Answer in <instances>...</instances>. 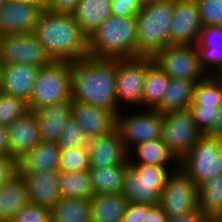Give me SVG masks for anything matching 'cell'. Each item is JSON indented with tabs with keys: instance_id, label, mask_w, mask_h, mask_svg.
<instances>
[{
	"instance_id": "54",
	"label": "cell",
	"mask_w": 222,
	"mask_h": 222,
	"mask_svg": "<svg viewBox=\"0 0 222 222\" xmlns=\"http://www.w3.org/2000/svg\"><path fill=\"white\" fill-rule=\"evenodd\" d=\"M219 113H222V100H221V106L219 107Z\"/></svg>"
},
{
	"instance_id": "4",
	"label": "cell",
	"mask_w": 222,
	"mask_h": 222,
	"mask_svg": "<svg viewBox=\"0 0 222 222\" xmlns=\"http://www.w3.org/2000/svg\"><path fill=\"white\" fill-rule=\"evenodd\" d=\"M88 55L93 58H136L135 18L109 16L88 38Z\"/></svg>"
},
{
	"instance_id": "1",
	"label": "cell",
	"mask_w": 222,
	"mask_h": 222,
	"mask_svg": "<svg viewBox=\"0 0 222 222\" xmlns=\"http://www.w3.org/2000/svg\"><path fill=\"white\" fill-rule=\"evenodd\" d=\"M71 99L89 103L117 116L116 59L93 58L70 62Z\"/></svg>"
},
{
	"instance_id": "3",
	"label": "cell",
	"mask_w": 222,
	"mask_h": 222,
	"mask_svg": "<svg viewBox=\"0 0 222 222\" xmlns=\"http://www.w3.org/2000/svg\"><path fill=\"white\" fill-rule=\"evenodd\" d=\"M174 0H157L142 7L136 20V58H152L171 45L170 24Z\"/></svg>"
},
{
	"instance_id": "22",
	"label": "cell",
	"mask_w": 222,
	"mask_h": 222,
	"mask_svg": "<svg viewBox=\"0 0 222 222\" xmlns=\"http://www.w3.org/2000/svg\"><path fill=\"white\" fill-rule=\"evenodd\" d=\"M39 70L27 64H4L0 91L28 102Z\"/></svg>"
},
{
	"instance_id": "26",
	"label": "cell",
	"mask_w": 222,
	"mask_h": 222,
	"mask_svg": "<svg viewBox=\"0 0 222 222\" xmlns=\"http://www.w3.org/2000/svg\"><path fill=\"white\" fill-rule=\"evenodd\" d=\"M112 0H79L73 19L80 27L82 33L89 38L101 23L111 16Z\"/></svg>"
},
{
	"instance_id": "38",
	"label": "cell",
	"mask_w": 222,
	"mask_h": 222,
	"mask_svg": "<svg viewBox=\"0 0 222 222\" xmlns=\"http://www.w3.org/2000/svg\"><path fill=\"white\" fill-rule=\"evenodd\" d=\"M203 27L222 26V0H195Z\"/></svg>"
},
{
	"instance_id": "6",
	"label": "cell",
	"mask_w": 222,
	"mask_h": 222,
	"mask_svg": "<svg viewBox=\"0 0 222 222\" xmlns=\"http://www.w3.org/2000/svg\"><path fill=\"white\" fill-rule=\"evenodd\" d=\"M68 99H71L70 62L53 61L40 68L28 101L29 110L36 111Z\"/></svg>"
},
{
	"instance_id": "51",
	"label": "cell",
	"mask_w": 222,
	"mask_h": 222,
	"mask_svg": "<svg viewBox=\"0 0 222 222\" xmlns=\"http://www.w3.org/2000/svg\"><path fill=\"white\" fill-rule=\"evenodd\" d=\"M204 222H222L218 217H206Z\"/></svg>"
},
{
	"instance_id": "21",
	"label": "cell",
	"mask_w": 222,
	"mask_h": 222,
	"mask_svg": "<svg viewBox=\"0 0 222 222\" xmlns=\"http://www.w3.org/2000/svg\"><path fill=\"white\" fill-rule=\"evenodd\" d=\"M195 46L206 72L209 75H222V26L203 27Z\"/></svg>"
},
{
	"instance_id": "50",
	"label": "cell",
	"mask_w": 222,
	"mask_h": 222,
	"mask_svg": "<svg viewBox=\"0 0 222 222\" xmlns=\"http://www.w3.org/2000/svg\"><path fill=\"white\" fill-rule=\"evenodd\" d=\"M140 8L145 7L157 0H135Z\"/></svg>"
},
{
	"instance_id": "52",
	"label": "cell",
	"mask_w": 222,
	"mask_h": 222,
	"mask_svg": "<svg viewBox=\"0 0 222 222\" xmlns=\"http://www.w3.org/2000/svg\"><path fill=\"white\" fill-rule=\"evenodd\" d=\"M3 62L0 60V87H1V83H2V71H3Z\"/></svg>"
},
{
	"instance_id": "25",
	"label": "cell",
	"mask_w": 222,
	"mask_h": 222,
	"mask_svg": "<svg viewBox=\"0 0 222 222\" xmlns=\"http://www.w3.org/2000/svg\"><path fill=\"white\" fill-rule=\"evenodd\" d=\"M61 150L56 143L40 142L17 161L19 173L58 170Z\"/></svg>"
},
{
	"instance_id": "42",
	"label": "cell",
	"mask_w": 222,
	"mask_h": 222,
	"mask_svg": "<svg viewBox=\"0 0 222 222\" xmlns=\"http://www.w3.org/2000/svg\"><path fill=\"white\" fill-rule=\"evenodd\" d=\"M153 206L129 202L122 222H145L148 211Z\"/></svg>"
},
{
	"instance_id": "5",
	"label": "cell",
	"mask_w": 222,
	"mask_h": 222,
	"mask_svg": "<svg viewBox=\"0 0 222 222\" xmlns=\"http://www.w3.org/2000/svg\"><path fill=\"white\" fill-rule=\"evenodd\" d=\"M178 167L129 164L124 172L122 194L131 203L159 205L167 177Z\"/></svg>"
},
{
	"instance_id": "11",
	"label": "cell",
	"mask_w": 222,
	"mask_h": 222,
	"mask_svg": "<svg viewBox=\"0 0 222 222\" xmlns=\"http://www.w3.org/2000/svg\"><path fill=\"white\" fill-rule=\"evenodd\" d=\"M0 60L5 65L27 64L38 68L53 62L33 32L2 34Z\"/></svg>"
},
{
	"instance_id": "14",
	"label": "cell",
	"mask_w": 222,
	"mask_h": 222,
	"mask_svg": "<svg viewBox=\"0 0 222 222\" xmlns=\"http://www.w3.org/2000/svg\"><path fill=\"white\" fill-rule=\"evenodd\" d=\"M203 29L195 0H174L171 45H195Z\"/></svg>"
},
{
	"instance_id": "9",
	"label": "cell",
	"mask_w": 222,
	"mask_h": 222,
	"mask_svg": "<svg viewBox=\"0 0 222 222\" xmlns=\"http://www.w3.org/2000/svg\"><path fill=\"white\" fill-rule=\"evenodd\" d=\"M152 61L170 78L198 82L209 76L202 67L195 45H169L157 52Z\"/></svg>"
},
{
	"instance_id": "36",
	"label": "cell",
	"mask_w": 222,
	"mask_h": 222,
	"mask_svg": "<svg viewBox=\"0 0 222 222\" xmlns=\"http://www.w3.org/2000/svg\"><path fill=\"white\" fill-rule=\"evenodd\" d=\"M90 169L88 147L61 150L59 171L80 172Z\"/></svg>"
},
{
	"instance_id": "44",
	"label": "cell",
	"mask_w": 222,
	"mask_h": 222,
	"mask_svg": "<svg viewBox=\"0 0 222 222\" xmlns=\"http://www.w3.org/2000/svg\"><path fill=\"white\" fill-rule=\"evenodd\" d=\"M16 172H18L17 161L11 156H0V187Z\"/></svg>"
},
{
	"instance_id": "34",
	"label": "cell",
	"mask_w": 222,
	"mask_h": 222,
	"mask_svg": "<svg viewBox=\"0 0 222 222\" xmlns=\"http://www.w3.org/2000/svg\"><path fill=\"white\" fill-rule=\"evenodd\" d=\"M222 75H209L196 82L191 105L221 106Z\"/></svg>"
},
{
	"instance_id": "56",
	"label": "cell",
	"mask_w": 222,
	"mask_h": 222,
	"mask_svg": "<svg viewBox=\"0 0 222 222\" xmlns=\"http://www.w3.org/2000/svg\"><path fill=\"white\" fill-rule=\"evenodd\" d=\"M1 37H2V33H1V31H0V43H1Z\"/></svg>"
},
{
	"instance_id": "43",
	"label": "cell",
	"mask_w": 222,
	"mask_h": 222,
	"mask_svg": "<svg viewBox=\"0 0 222 222\" xmlns=\"http://www.w3.org/2000/svg\"><path fill=\"white\" fill-rule=\"evenodd\" d=\"M79 0H48L45 10L54 14L72 15Z\"/></svg>"
},
{
	"instance_id": "10",
	"label": "cell",
	"mask_w": 222,
	"mask_h": 222,
	"mask_svg": "<svg viewBox=\"0 0 222 222\" xmlns=\"http://www.w3.org/2000/svg\"><path fill=\"white\" fill-rule=\"evenodd\" d=\"M127 110V113L121 110L116 116L115 128L128 151L137 144L162 137L163 120L158 110L140 109L139 111L136 108V113L132 111L130 115V109L127 108Z\"/></svg>"
},
{
	"instance_id": "41",
	"label": "cell",
	"mask_w": 222,
	"mask_h": 222,
	"mask_svg": "<svg viewBox=\"0 0 222 222\" xmlns=\"http://www.w3.org/2000/svg\"><path fill=\"white\" fill-rule=\"evenodd\" d=\"M140 9L135 0H112L111 3L113 16L135 18Z\"/></svg>"
},
{
	"instance_id": "32",
	"label": "cell",
	"mask_w": 222,
	"mask_h": 222,
	"mask_svg": "<svg viewBox=\"0 0 222 222\" xmlns=\"http://www.w3.org/2000/svg\"><path fill=\"white\" fill-rule=\"evenodd\" d=\"M59 191L61 198L91 199L94 194L89 170L59 171Z\"/></svg>"
},
{
	"instance_id": "24",
	"label": "cell",
	"mask_w": 222,
	"mask_h": 222,
	"mask_svg": "<svg viewBox=\"0 0 222 222\" xmlns=\"http://www.w3.org/2000/svg\"><path fill=\"white\" fill-rule=\"evenodd\" d=\"M29 203L25 179L16 172L0 187V222H10L16 212Z\"/></svg>"
},
{
	"instance_id": "46",
	"label": "cell",
	"mask_w": 222,
	"mask_h": 222,
	"mask_svg": "<svg viewBox=\"0 0 222 222\" xmlns=\"http://www.w3.org/2000/svg\"><path fill=\"white\" fill-rule=\"evenodd\" d=\"M0 156H10L7 126L0 125Z\"/></svg>"
},
{
	"instance_id": "48",
	"label": "cell",
	"mask_w": 222,
	"mask_h": 222,
	"mask_svg": "<svg viewBox=\"0 0 222 222\" xmlns=\"http://www.w3.org/2000/svg\"><path fill=\"white\" fill-rule=\"evenodd\" d=\"M205 135L208 137L222 139V113H219L218 117L214 120V123Z\"/></svg>"
},
{
	"instance_id": "29",
	"label": "cell",
	"mask_w": 222,
	"mask_h": 222,
	"mask_svg": "<svg viewBox=\"0 0 222 222\" xmlns=\"http://www.w3.org/2000/svg\"><path fill=\"white\" fill-rule=\"evenodd\" d=\"M195 85V81L188 79L170 78L166 93L156 110L162 114L189 109L193 101Z\"/></svg>"
},
{
	"instance_id": "20",
	"label": "cell",
	"mask_w": 222,
	"mask_h": 222,
	"mask_svg": "<svg viewBox=\"0 0 222 222\" xmlns=\"http://www.w3.org/2000/svg\"><path fill=\"white\" fill-rule=\"evenodd\" d=\"M34 113L38 120L41 142L56 143L71 118L72 99L43 106Z\"/></svg>"
},
{
	"instance_id": "17",
	"label": "cell",
	"mask_w": 222,
	"mask_h": 222,
	"mask_svg": "<svg viewBox=\"0 0 222 222\" xmlns=\"http://www.w3.org/2000/svg\"><path fill=\"white\" fill-rule=\"evenodd\" d=\"M71 117L82 127L88 140L115 129L116 116L89 103L72 100Z\"/></svg>"
},
{
	"instance_id": "33",
	"label": "cell",
	"mask_w": 222,
	"mask_h": 222,
	"mask_svg": "<svg viewBox=\"0 0 222 222\" xmlns=\"http://www.w3.org/2000/svg\"><path fill=\"white\" fill-rule=\"evenodd\" d=\"M199 209L206 217L222 212V173L198 186Z\"/></svg>"
},
{
	"instance_id": "40",
	"label": "cell",
	"mask_w": 222,
	"mask_h": 222,
	"mask_svg": "<svg viewBox=\"0 0 222 222\" xmlns=\"http://www.w3.org/2000/svg\"><path fill=\"white\" fill-rule=\"evenodd\" d=\"M219 107L190 105L189 110L192 113L193 120L202 134H205L210 129L214 120L218 117Z\"/></svg>"
},
{
	"instance_id": "45",
	"label": "cell",
	"mask_w": 222,
	"mask_h": 222,
	"mask_svg": "<svg viewBox=\"0 0 222 222\" xmlns=\"http://www.w3.org/2000/svg\"><path fill=\"white\" fill-rule=\"evenodd\" d=\"M206 216L200 209L179 216H168L166 222H204Z\"/></svg>"
},
{
	"instance_id": "7",
	"label": "cell",
	"mask_w": 222,
	"mask_h": 222,
	"mask_svg": "<svg viewBox=\"0 0 222 222\" xmlns=\"http://www.w3.org/2000/svg\"><path fill=\"white\" fill-rule=\"evenodd\" d=\"M179 166L198 186L222 173V139L203 134Z\"/></svg>"
},
{
	"instance_id": "12",
	"label": "cell",
	"mask_w": 222,
	"mask_h": 222,
	"mask_svg": "<svg viewBox=\"0 0 222 222\" xmlns=\"http://www.w3.org/2000/svg\"><path fill=\"white\" fill-rule=\"evenodd\" d=\"M147 57L116 59V97L120 107L142 109Z\"/></svg>"
},
{
	"instance_id": "2",
	"label": "cell",
	"mask_w": 222,
	"mask_h": 222,
	"mask_svg": "<svg viewBox=\"0 0 222 222\" xmlns=\"http://www.w3.org/2000/svg\"><path fill=\"white\" fill-rule=\"evenodd\" d=\"M33 34L53 61L74 62L88 55V38L72 15L43 10Z\"/></svg>"
},
{
	"instance_id": "28",
	"label": "cell",
	"mask_w": 222,
	"mask_h": 222,
	"mask_svg": "<svg viewBox=\"0 0 222 222\" xmlns=\"http://www.w3.org/2000/svg\"><path fill=\"white\" fill-rule=\"evenodd\" d=\"M169 82L170 77L153 63L152 58L147 57L142 109L156 110L162 102Z\"/></svg>"
},
{
	"instance_id": "30",
	"label": "cell",
	"mask_w": 222,
	"mask_h": 222,
	"mask_svg": "<svg viewBox=\"0 0 222 222\" xmlns=\"http://www.w3.org/2000/svg\"><path fill=\"white\" fill-rule=\"evenodd\" d=\"M129 164L112 165L103 168H90L89 175L93 194L122 193L123 177Z\"/></svg>"
},
{
	"instance_id": "31",
	"label": "cell",
	"mask_w": 222,
	"mask_h": 222,
	"mask_svg": "<svg viewBox=\"0 0 222 222\" xmlns=\"http://www.w3.org/2000/svg\"><path fill=\"white\" fill-rule=\"evenodd\" d=\"M51 222H91L90 199L60 198L51 208Z\"/></svg>"
},
{
	"instance_id": "39",
	"label": "cell",
	"mask_w": 222,
	"mask_h": 222,
	"mask_svg": "<svg viewBox=\"0 0 222 222\" xmlns=\"http://www.w3.org/2000/svg\"><path fill=\"white\" fill-rule=\"evenodd\" d=\"M10 222H51V208L29 203L17 211Z\"/></svg>"
},
{
	"instance_id": "27",
	"label": "cell",
	"mask_w": 222,
	"mask_h": 222,
	"mask_svg": "<svg viewBox=\"0 0 222 222\" xmlns=\"http://www.w3.org/2000/svg\"><path fill=\"white\" fill-rule=\"evenodd\" d=\"M90 204L91 222H122L129 200L122 193L97 194Z\"/></svg>"
},
{
	"instance_id": "35",
	"label": "cell",
	"mask_w": 222,
	"mask_h": 222,
	"mask_svg": "<svg viewBox=\"0 0 222 222\" xmlns=\"http://www.w3.org/2000/svg\"><path fill=\"white\" fill-rule=\"evenodd\" d=\"M28 102L0 91V125L9 126L29 113Z\"/></svg>"
},
{
	"instance_id": "49",
	"label": "cell",
	"mask_w": 222,
	"mask_h": 222,
	"mask_svg": "<svg viewBox=\"0 0 222 222\" xmlns=\"http://www.w3.org/2000/svg\"><path fill=\"white\" fill-rule=\"evenodd\" d=\"M17 1L34 4L36 6H39L42 10H45L48 2V0H17Z\"/></svg>"
},
{
	"instance_id": "16",
	"label": "cell",
	"mask_w": 222,
	"mask_h": 222,
	"mask_svg": "<svg viewBox=\"0 0 222 222\" xmlns=\"http://www.w3.org/2000/svg\"><path fill=\"white\" fill-rule=\"evenodd\" d=\"M42 11L39 6L34 4L9 0L0 8L1 33L33 32Z\"/></svg>"
},
{
	"instance_id": "55",
	"label": "cell",
	"mask_w": 222,
	"mask_h": 222,
	"mask_svg": "<svg viewBox=\"0 0 222 222\" xmlns=\"http://www.w3.org/2000/svg\"><path fill=\"white\" fill-rule=\"evenodd\" d=\"M218 218H219L220 220H222V212L220 213V215L218 216Z\"/></svg>"
},
{
	"instance_id": "8",
	"label": "cell",
	"mask_w": 222,
	"mask_h": 222,
	"mask_svg": "<svg viewBox=\"0 0 222 222\" xmlns=\"http://www.w3.org/2000/svg\"><path fill=\"white\" fill-rule=\"evenodd\" d=\"M198 199V185L179 166L169 173L159 206L167 216H179L198 210Z\"/></svg>"
},
{
	"instance_id": "15",
	"label": "cell",
	"mask_w": 222,
	"mask_h": 222,
	"mask_svg": "<svg viewBox=\"0 0 222 222\" xmlns=\"http://www.w3.org/2000/svg\"><path fill=\"white\" fill-rule=\"evenodd\" d=\"M88 150L90 168L129 164L128 150L116 128L104 136L89 140Z\"/></svg>"
},
{
	"instance_id": "23",
	"label": "cell",
	"mask_w": 222,
	"mask_h": 222,
	"mask_svg": "<svg viewBox=\"0 0 222 222\" xmlns=\"http://www.w3.org/2000/svg\"><path fill=\"white\" fill-rule=\"evenodd\" d=\"M129 164L179 166V160L168 149L162 137L135 145L128 151Z\"/></svg>"
},
{
	"instance_id": "13",
	"label": "cell",
	"mask_w": 222,
	"mask_h": 222,
	"mask_svg": "<svg viewBox=\"0 0 222 222\" xmlns=\"http://www.w3.org/2000/svg\"><path fill=\"white\" fill-rule=\"evenodd\" d=\"M162 139L180 161L203 135L189 109L162 113Z\"/></svg>"
},
{
	"instance_id": "47",
	"label": "cell",
	"mask_w": 222,
	"mask_h": 222,
	"mask_svg": "<svg viewBox=\"0 0 222 222\" xmlns=\"http://www.w3.org/2000/svg\"><path fill=\"white\" fill-rule=\"evenodd\" d=\"M166 213L161 209L159 205L153 206L147 214L145 222H166Z\"/></svg>"
},
{
	"instance_id": "37",
	"label": "cell",
	"mask_w": 222,
	"mask_h": 222,
	"mask_svg": "<svg viewBox=\"0 0 222 222\" xmlns=\"http://www.w3.org/2000/svg\"><path fill=\"white\" fill-rule=\"evenodd\" d=\"M56 144L60 150H70L77 147H88L89 140L82 127L71 117L65 124Z\"/></svg>"
},
{
	"instance_id": "18",
	"label": "cell",
	"mask_w": 222,
	"mask_h": 222,
	"mask_svg": "<svg viewBox=\"0 0 222 222\" xmlns=\"http://www.w3.org/2000/svg\"><path fill=\"white\" fill-rule=\"evenodd\" d=\"M7 129L10 156L16 161L41 142L38 120L34 111H30L24 117L15 120L7 126Z\"/></svg>"
},
{
	"instance_id": "19",
	"label": "cell",
	"mask_w": 222,
	"mask_h": 222,
	"mask_svg": "<svg viewBox=\"0 0 222 222\" xmlns=\"http://www.w3.org/2000/svg\"><path fill=\"white\" fill-rule=\"evenodd\" d=\"M20 174L27 184L30 203L52 208L61 198L59 170H44L42 172Z\"/></svg>"
},
{
	"instance_id": "53",
	"label": "cell",
	"mask_w": 222,
	"mask_h": 222,
	"mask_svg": "<svg viewBox=\"0 0 222 222\" xmlns=\"http://www.w3.org/2000/svg\"><path fill=\"white\" fill-rule=\"evenodd\" d=\"M9 0H0V8L6 4Z\"/></svg>"
}]
</instances>
